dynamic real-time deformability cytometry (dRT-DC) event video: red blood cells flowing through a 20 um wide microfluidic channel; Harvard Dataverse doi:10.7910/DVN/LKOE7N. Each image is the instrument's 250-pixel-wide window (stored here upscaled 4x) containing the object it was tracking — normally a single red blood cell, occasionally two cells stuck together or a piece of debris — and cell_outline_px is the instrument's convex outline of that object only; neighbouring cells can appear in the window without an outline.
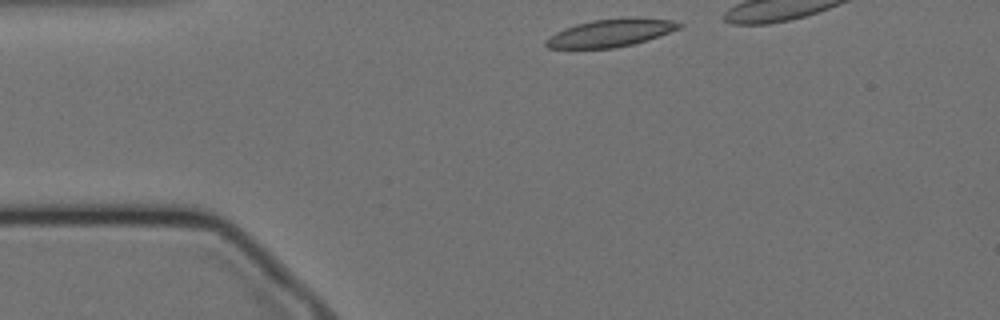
{"species": "Egyptian fruit bat (a non-hibernating species)", "species_latin": "Rousettus aegyptiacus", "temperature_condition": "cold", "stored_images_in_passage": 21, "camera_frame_rate_fps": 3000, "um_per_image_px": 0.085, "animal": {"sex": "female"}, "frame": {"image": 1, "passage_image": 1, "time_ms": 0.0, "image_size_px": [1000, 320], "cell_outline_px": [[684, 24], [680, 28], [660, 36], [648, 40], [632, 44], [612, 48], [548, 48], [544, 44], [544, 40], [556, 32], [564, 28], [576, 24], [592, 20], [628, 16], [632, 16], [672, 20]], "centroid_in_image_um": [51.93, 2.77], "position_along_channel_um": 33.1, "area_um2": 21.79}}
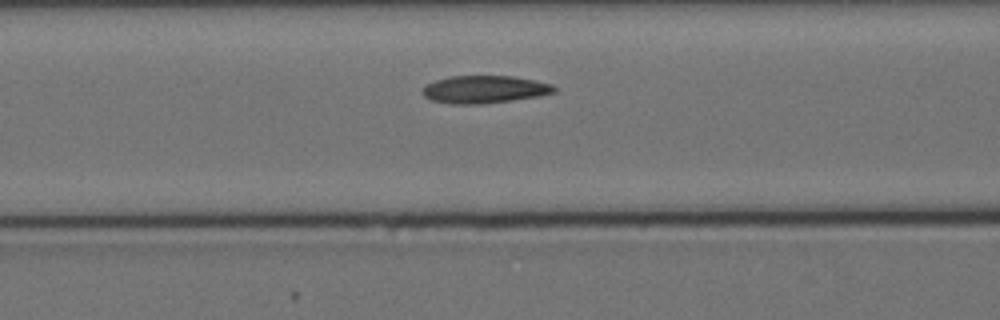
{"frame": {"image": 2, "passage_image": 12, "time_ms": 3.667, "image_size_px": [1000, 320], "cell_outline_px": [[556, 92], [536, 96], [512, 100], [480, 104], [452, 104], [432, 100], [424, 96], [420, 92], [420, 88], [436, 80], [448, 76], [512, 76], [552, 84], [556, 88]], "centroid_in_image_um": [41.13, 7.6], "position_along_channel_um": 125.5, "area_um2": 21.1}}
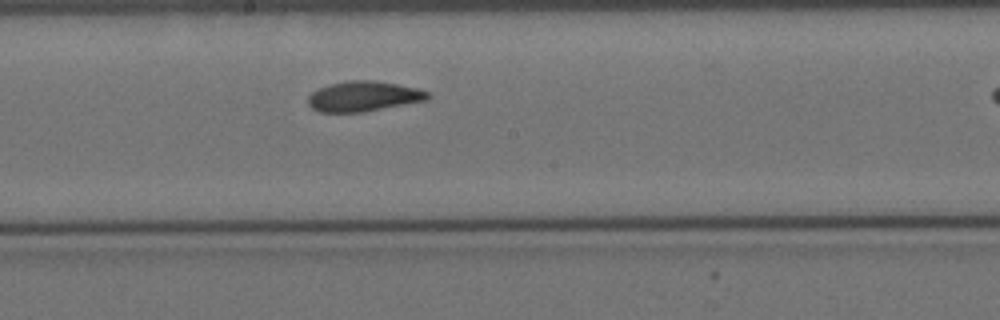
{"frame": {"image": 3, "passage_image": 20, "time_ms": 6.333, "image_size_px": [1000, 320], "cell_outline_px": [[432, 96], [428, 100], [364, 112], [320, 112], [312, 108], [308, 104], [308, 96], [312, 92], [328, 84], [352, 80], [376, 80], [416, 88], [428, 92]], "centroid_in_image_um": [30.91, 8.19], "position_along_channel_um": 217.3, "area_um2": 21.1}}